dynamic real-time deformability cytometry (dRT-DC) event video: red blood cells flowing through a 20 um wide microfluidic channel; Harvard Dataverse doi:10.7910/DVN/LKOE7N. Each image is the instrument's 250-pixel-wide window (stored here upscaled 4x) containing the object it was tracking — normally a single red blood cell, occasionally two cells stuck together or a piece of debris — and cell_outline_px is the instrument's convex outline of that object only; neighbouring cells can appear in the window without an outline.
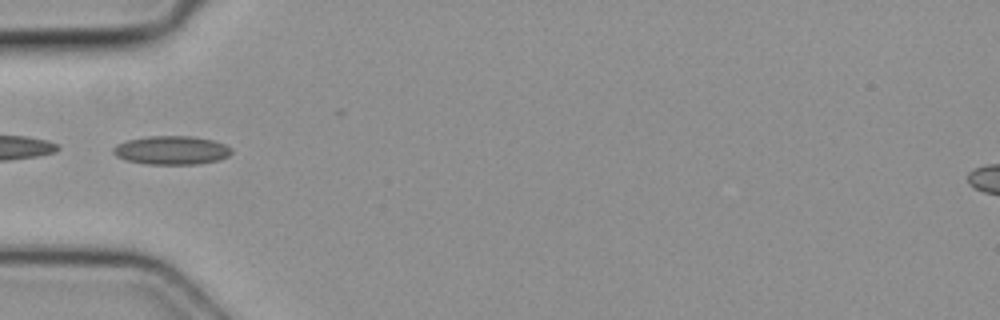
{"species": "common noctule bat (a hibernating species)", "species_latin": "Nyctalus noctula", "temperature_condition": "cold", "stored_images_in_passage": 5, "camera_frame_rate_fps": 3000, "um_per_image_px": 0.085, "animal": {"sex": "female", "body_mass_g": 19.3, "forearm_length_mm": 54.1}, "frame": {"image": 1, "passage_image": 5, "time_ms": 1.333, "image_size_px": [1000, 320], "cell_outline_px": [[232, 152], [228, 156], [220, 160], [200, 164], [148, 164], [124, 160], [116, 156], [112, 152], [112, 148], [116, 144], [128, 140], [148, 136], [192, 136], [212, 140], [224, 144], [232, 148]], "centroid_in_image_um": [14.57, 12.77], "position_along_channel_um": 70.4, "area_um2": 19.88}}